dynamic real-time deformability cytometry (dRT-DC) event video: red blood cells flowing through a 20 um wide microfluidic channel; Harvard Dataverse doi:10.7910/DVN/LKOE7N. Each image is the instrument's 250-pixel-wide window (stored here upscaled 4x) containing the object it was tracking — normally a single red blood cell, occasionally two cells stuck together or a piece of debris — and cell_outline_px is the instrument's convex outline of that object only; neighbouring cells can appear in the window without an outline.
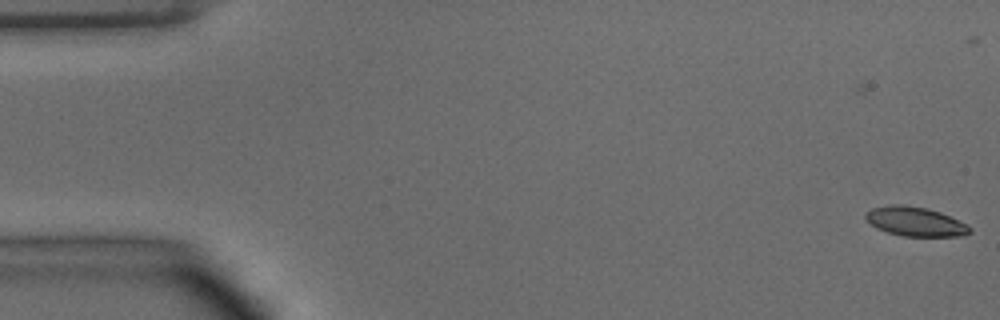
{"species": "common noctule bat (a hibernating species)", "species_latin": "Nyctalus noctula", "temperature_condition": "warm", "stored_images_in_passage": 4, "camera_frame_rate_fps": 3000, "um_per_image_px": 0.085, "animal": {"sex": "male", "body_mass_g": 15.6}, "frame": {"image": 1, "passage_image": 4, "time_ms": 1.0, "image_size_px": [1000, 320], "cell_outline_px": [[972, 232], [964, 236], [904, 236], [888, 232], [876, 228], [864, 220], [864, 216], [872, 208], [892, 204], [904, 204], [928, 208], [940, 212], [968, 224], [972, 228]], "centroid_in_image_um": [77.81, 18.83], "position_along_channel_um": 7.2, "area_um2": 17.98}}